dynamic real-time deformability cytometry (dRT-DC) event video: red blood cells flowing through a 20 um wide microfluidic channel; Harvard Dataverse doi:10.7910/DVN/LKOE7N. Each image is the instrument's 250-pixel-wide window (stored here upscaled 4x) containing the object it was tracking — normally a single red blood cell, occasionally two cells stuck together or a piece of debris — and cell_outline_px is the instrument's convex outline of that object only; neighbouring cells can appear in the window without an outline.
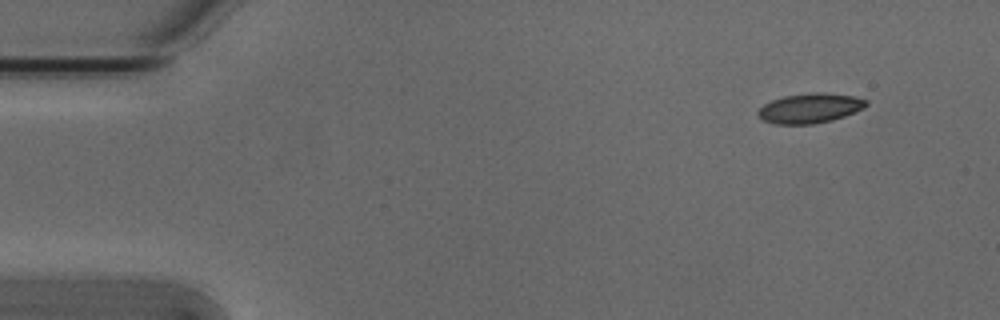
{"species": "Egyptian fruit bat (a non-hibernating species)", "species_latin": "Rousettus aegyptiacus", "temperature_condition": "cold", "stored_images_in_passage": 8, "camera_frame_rate_fps": 3000, "um_per_image_px": 0.085, "animal": {"sex": "male"}, "frame": {"image": 1, "passage_image": 1, "time_ms": 0.0, "image_size_px": [1000, 320], "cell_outline_px": [[868, 104], [864, 108], [856, 112], [832, 120], [812, 124], [776, 124], [764, 120], [756, 112], [764, 104], [772, 100], [784, 96], [812, 92], [820, 92], [852, 96], [868, 100]], "centroid_in_image_um": [68.86, 9.19], "position_along_channel_um": 16.1, "area_um2": 18.67}}